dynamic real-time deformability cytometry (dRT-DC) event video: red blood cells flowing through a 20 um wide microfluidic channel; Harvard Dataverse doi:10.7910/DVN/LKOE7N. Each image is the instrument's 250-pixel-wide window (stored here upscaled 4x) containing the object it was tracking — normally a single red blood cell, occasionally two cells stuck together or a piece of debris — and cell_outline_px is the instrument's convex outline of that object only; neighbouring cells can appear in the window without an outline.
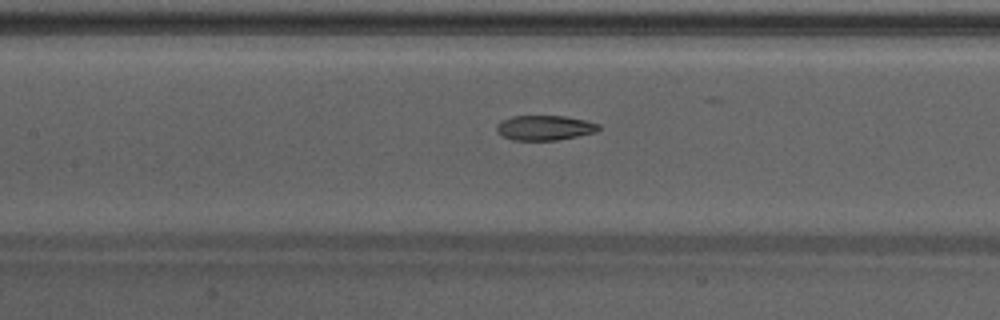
{"species": "Egyptian fruit bat (a non-hibernating species)", "species_latin": "Rousettus aegyptiacus", "temperature_condition": "warm", "stored_images_in_passage": 33, "camera_frame_rate_fps": 3000, "um_per_image_px": 0.085, "animal": {"sex": "male"}, "frame": {"image": 1, "passage_image": 7, "time_ms": 2.0, "image_size_px": [1000, 320], "cell_outline_px": [[600, 128], [596, 132], [556, 140], [512, 140], [504, 136], [496, 128], [496, 124], [512, 116], [564, 116], [584, 120], [600, 124]], "centroid_in_image_um": [46.32, 10.86], "position_along_channel_um": 161.1, "area_um2": 14.57}}
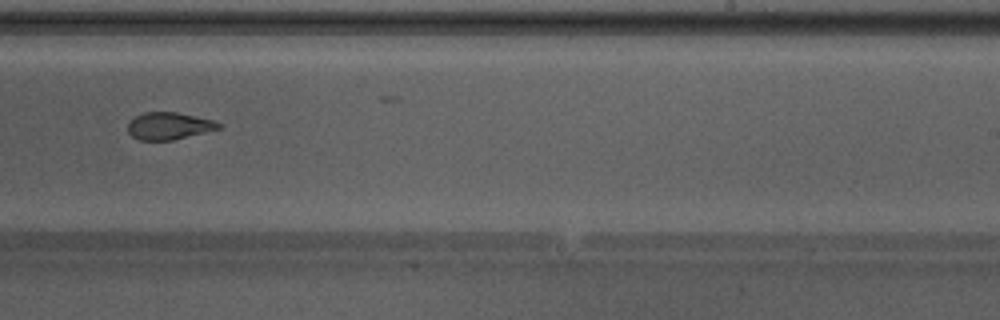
{"frame": {"image": 2, "passage_image": 15, "time_ms": 4.667, "image_size_px": [1000, 320], "cell_outline_px": [[220, 128], [172, 140], [140, 140], [132, 136], [128, 132], [128, 124], [136, 116], [144, 112], [176, 112], [212, 120], [220, 124]], "centroid_in_image_um": [14.32, 10.7], "position_along_channel_um": 274.7, "area_um2": 14.05}}
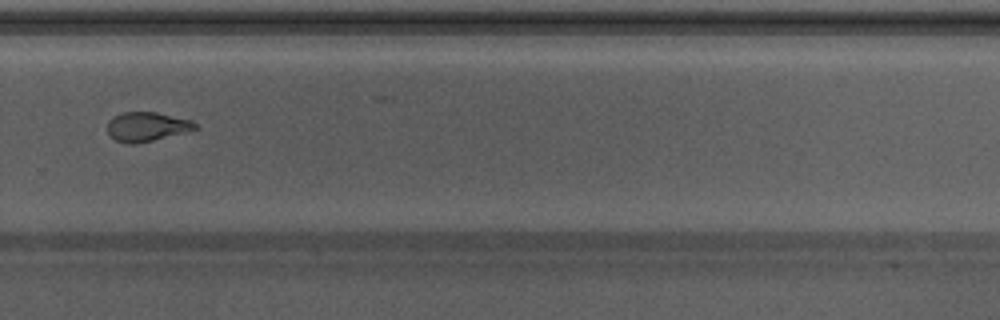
{"frame": {"image": 3, "passage_image": 18, "time_ms": 5.667, "image_size_px": [1000, 320], "cell_outline_px": [[200, 128], [136, 144], [128, 144], [116, 140], [108, 136], [108, 120], [112, 116], [120, 112], [156, 112], [192, 120]], "centroid_in_image_um": [12.44, 10.76], "position_along_channel_um": 317.4, "area_um2": 15.03}, "authors_computed_cell_mechanics": {"area_um2": 15.4904, "velocity_mm_per_s": 4.2748, "shape_relaxation_time_tau1_ms": null, "shape_relaxation_time_tau2_ms": 2.0104, "deformation_change_tau1": null, "deformation_change_tau2": 0.0943}}